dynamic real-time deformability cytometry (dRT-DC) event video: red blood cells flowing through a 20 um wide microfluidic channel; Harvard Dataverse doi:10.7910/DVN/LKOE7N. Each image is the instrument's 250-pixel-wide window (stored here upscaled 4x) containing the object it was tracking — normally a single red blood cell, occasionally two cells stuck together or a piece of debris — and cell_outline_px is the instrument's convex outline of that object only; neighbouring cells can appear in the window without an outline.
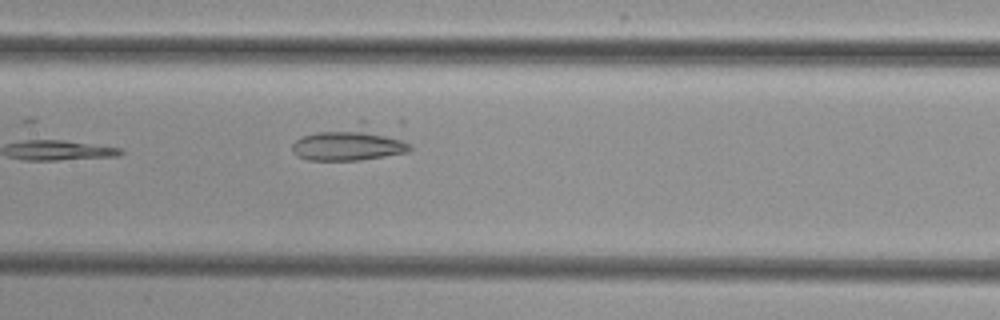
{"species": "common noctule bat (a hibernating species)", "species_latin": "Nyctalus noctula", "temperature_condition": "cold", "stored_images_in_passage": 8, "camera_frame_rate_fps": 3000, "um_per_image_px": 0.085, "animal": {"sex": "female", "body_mass_g": 29.2, "forearm_length_mm": 56.3}, "frame": {"image": 1, "passage_image": 7, "time_ms": 7.0, "image_size_px": [1000, 320], "cell_outline_px": [[412, 148], [408, 152], [360, 160], [308, 160], [296, 156], [292, 152], [292, 144], [296, 140], [304, 136], [360, 116], [412, 144]], "centroid_in_image_um": [29.75, 12.11], "position_along_channel_um": 177.6, "area_um2": 24.8}}